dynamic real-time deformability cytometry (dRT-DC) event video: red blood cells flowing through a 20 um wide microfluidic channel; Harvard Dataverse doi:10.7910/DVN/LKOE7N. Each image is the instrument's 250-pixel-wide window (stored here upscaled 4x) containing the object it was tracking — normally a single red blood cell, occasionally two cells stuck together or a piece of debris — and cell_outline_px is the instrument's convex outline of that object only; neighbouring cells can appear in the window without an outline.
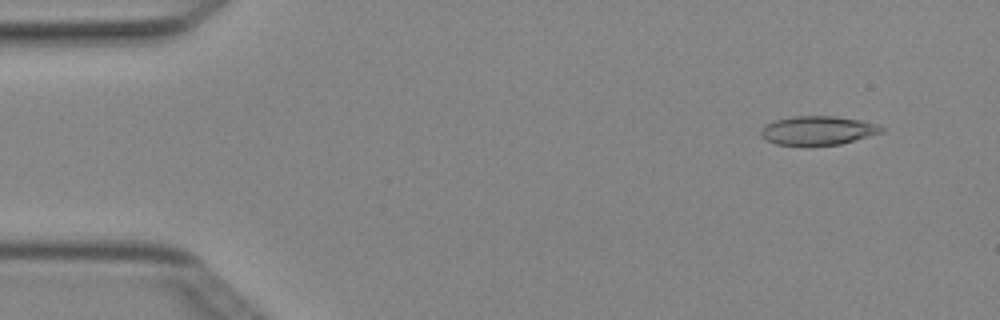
{"species": "Egyptian fruit bat (a non-hibernating species)", "species_latin": "Rousettus aegyptiacus", "temperature_condition": "cold", "stored_images_in_passage": 4, "camera_frame_rate_fps": 3000, "um_per_image_px": 0.085, "animal": {"sex": "female"}, "frame": {"image": 1, "passage_image": 2, "time_ms": 0.333, "image_size_px": [1000, 320], "cell_outline_px": [[884, 132], [840, 144], [776, 144], [764, 140], [760, 136], [760, 128], [764, 124], [776, 120], [792, 116], [836, 116], [860, 120], [876, 124], [884, 128]], "centroid_in_image_um": [69.48, 11.07], "position_along_channel_um": 15.5, "area_um2": 20.17}}
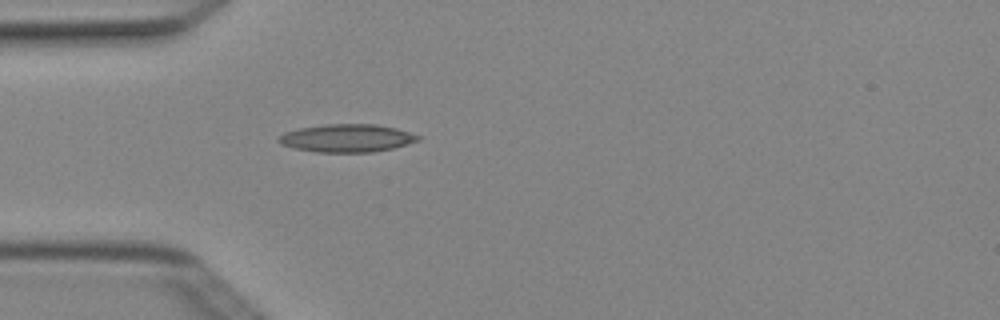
{"frame": {"image": 2, "passage_image": 4, "time_ms": 1.0, "image_size_px": [1000, 320], "cell_outline_px": [[420, 140], [392, 148], [372, 152], [316, 152], [292, 148], [280, 144], [276, 140], [276, 136], [284, 132], [300, 128], [324, 124], [376, 124], [396, 128], [420, 136]], "centroid_in_image_um": [29.42, 11.74], "position_along_channel_um": 55.6, "area_um2": 22.77}}